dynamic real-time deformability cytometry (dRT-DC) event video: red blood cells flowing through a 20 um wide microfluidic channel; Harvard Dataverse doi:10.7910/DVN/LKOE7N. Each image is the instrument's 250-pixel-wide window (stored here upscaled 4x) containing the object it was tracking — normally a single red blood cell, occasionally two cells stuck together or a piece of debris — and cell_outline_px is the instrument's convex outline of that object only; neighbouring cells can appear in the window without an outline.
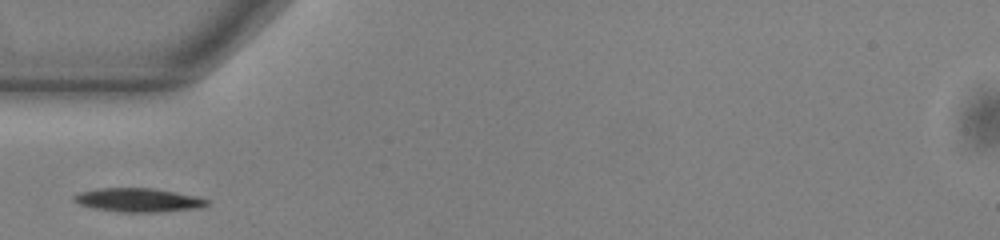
{"species": "common noctule bat (a hibernating species)", "species_latin": "Nyctalus noctula", "temperature_condition": "warm", "stored_images_in_passage": 37, "camera_frame_rate_fps": 3000, "um_per_image_px": 0.085, "animal": {"sex": "male", "body_mass_g": 13.0, "forearm_length_mm": 53.1}, "frame": {"image": 1, "passage_image": 1, "time_ms": 0.0, "image_size_px": [1000, 240], "cell_outline_px": [[208, 204], [200, 208], [160, 212], [120, 212], [92, 208], [76, 204], [72, 200], [72, 196], [80, 192], [100, 188], [152, 188], [176, 192], [196, 196], [208, 200]], "centroid_in_image_um": [11.71, 17.01], "position_along_channel_um": 73.3, "area_um2": 18.55}}
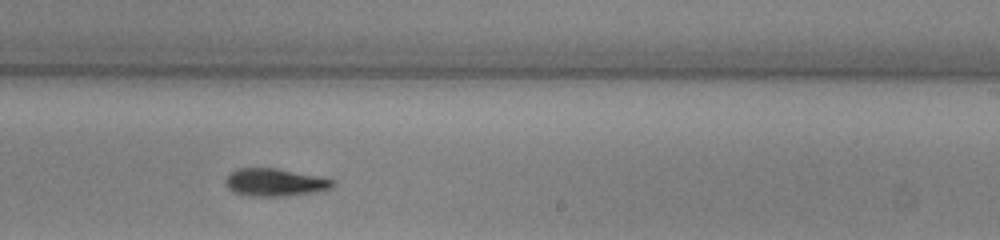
{"frame": {"image": 2, "passage_image": 16, "time_ms": 5.0, "image_size_px": [1000, 240], "cell_outline_px": [[336, 184], [332, 188], [316, 192], [288, 196], [248, 196], [236, 192], [228, 188], [228, 176], [236, 168], [276, 168], [336, 180]], "centroid_in_image_um": [23.44, 15.51], "position_along_channel_um": 265.6, "area_um2": 17.11}}
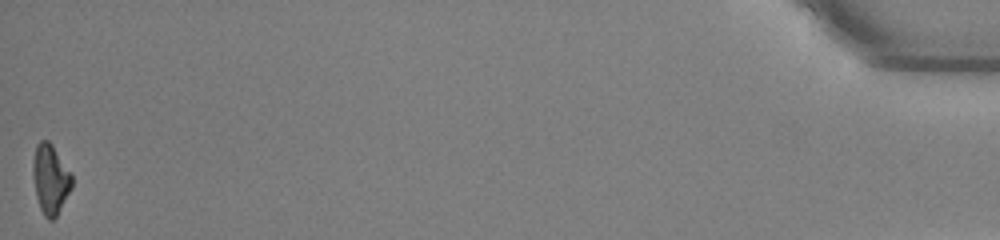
{"frame": {"image": 3, "passage_image": 37, "time_ms": 12.0, "image_size_px": [1000, 240], "cell_outline_px": [[72, 188], [56, 216], [52, 220], [48, 220], [44, 216], [40, 208], [36, 196], [32, 172], [32, 164], [36, 144], [40, 140], [48, 140], [52, 144], [72, 172]], "centroid_in_image_um": [4.29, 15.2], "position_along_channel_um": 430.9, "area_um2": 16.01}}